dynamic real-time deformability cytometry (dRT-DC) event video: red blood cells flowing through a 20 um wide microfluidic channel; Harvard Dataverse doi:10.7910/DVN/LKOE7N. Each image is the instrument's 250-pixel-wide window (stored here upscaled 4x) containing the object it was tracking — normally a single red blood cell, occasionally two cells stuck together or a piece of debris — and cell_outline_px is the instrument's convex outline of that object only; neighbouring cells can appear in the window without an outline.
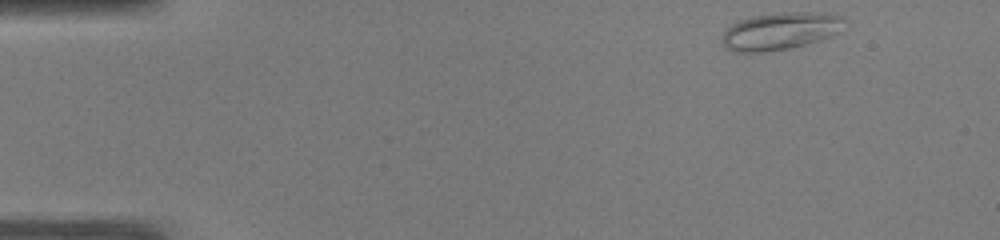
{"species": "common noctule bat (a hibernating species)", "species_latin": "Nyctalus noctula", "temperature_condition": "warm", "stored_images_in_passage": 46, "camera_frame_rate_fps": 3000, "um_per_image_px": 0.085, "animal": {"sex": "male", "body_mass_g": 19.0, "forearm_length_mm": 50.8}, "frame": {"image": 1, "passage_image": 1, "time_ms": 0.0, "image_size_px": [1000, 240], "cell_outline_px": [[844, 20], [840, 32], [832, 36], [804, 44], [788, 48], [760, 52], [736, 52], [724, 48], [724, 32], [732, 24], [740, 20], [752, 16], [780, 12], [824, 12], [840, 16]], "centroid_in_image_um": [66.34, 2.63], "position_along_channel_um": 18.7, "area_um2": 26.36}}
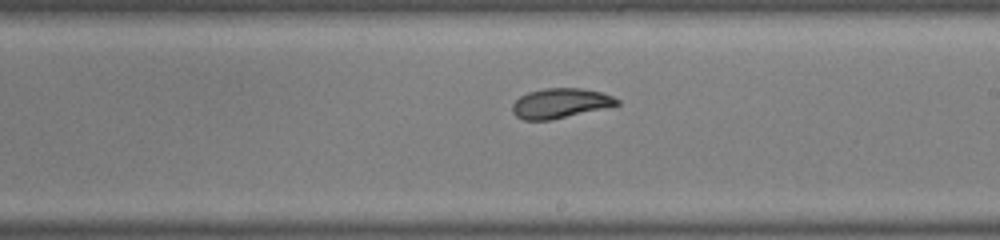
{"frame": {"image": 2, "passage_image": 25, "time_ms": 8.0, "image_size_px": [1000, 240], "cell_outline_px": [[620, 104], [552, 120], [524, 120], [516, 116], [512, 112], [512, 104], [520, 96], [528, 92], [544, 88], [584, 88], [600, 92], [612, 96], [620, 100]], "centroid_in_image_um": [47.6, 8.77], "position_along_channel_um": 241.4, "area_um2": 18.15}}
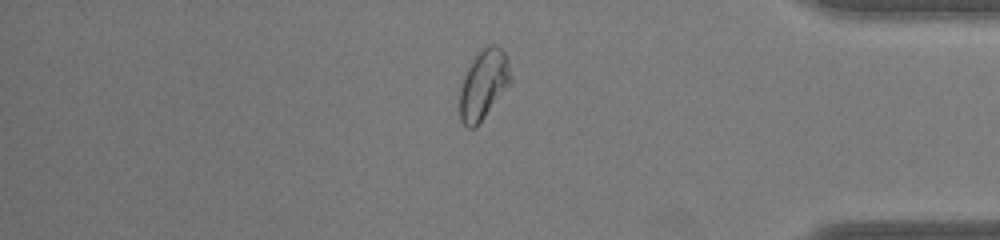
{"frame": {"image": 3, "passage_image": 38, "time_ms": 12.333, "image_size_px": [1000, 240], "cell_outline_px": [[512, 80], [476, 128], [468, 128], [460, 120], [460, 88], [464, 76], [472, 60], [480, 48], [488, 44], [496, 44], [508, 56], [512, 76]], "centroid_in_image_um": [41.11, 7.14], "position_along_channel_um": 394.1, "area_um2": 20.75}, "authors_computed_cell_mechanics": {"area_um2": 19.7965, "velocity_mm_per_s": 4.0551, "shape_relaxation_time_tau1_ms": 7.3653, "shape_relaxation_time_tau2_ms": 1.8915, "deformation_change_tau1": 0.229, "deformation_change_tau2": 0.0739}}